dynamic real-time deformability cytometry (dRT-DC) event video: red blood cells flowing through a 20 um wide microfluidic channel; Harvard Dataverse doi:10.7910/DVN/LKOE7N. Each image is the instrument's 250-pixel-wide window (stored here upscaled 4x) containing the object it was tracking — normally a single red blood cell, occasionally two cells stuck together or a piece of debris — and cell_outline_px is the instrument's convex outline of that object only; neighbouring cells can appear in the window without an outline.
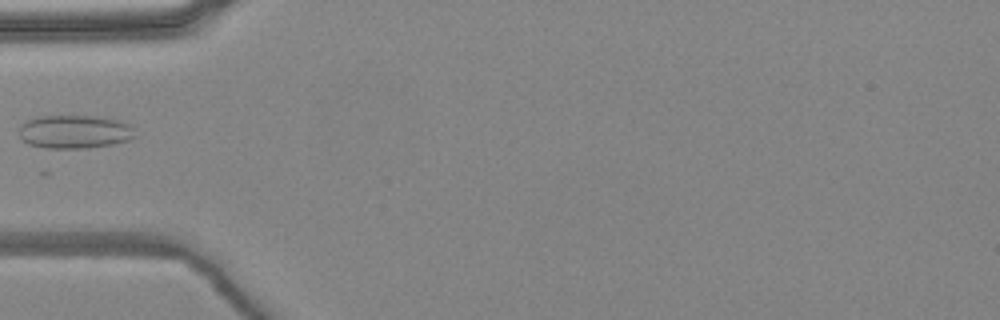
{"species": "common noctule bat (a hibernating species)", "species_latin": "Nyctalus noctula", "temperature_condition": "warm", "stored_images_in_passage": 6, "camera_frame_rate_fps": 3000, "um_per_image_px": 0.085, "animal": {"sex": "female", "body_mass_g": 24.6, "forearm_length_mm": 56.2}, "frame": {"image": 1, "passage_image": 5, "time_ms": 1.333, "image_size_px": [1000, 320], "cell_outline_px": [[136, 136], [128, 140], [112, 144], [84, 148], [44, 148], [28, 144], [20, 140], [20, 124], [24, 120], [40, 116], [96, 116], [120, 120], [128, 124], [132, 128]], "centroid_in_image_um": [6.29, 11.19], "position_along_channel_um": 78.7, "area_um2": 22.72}}